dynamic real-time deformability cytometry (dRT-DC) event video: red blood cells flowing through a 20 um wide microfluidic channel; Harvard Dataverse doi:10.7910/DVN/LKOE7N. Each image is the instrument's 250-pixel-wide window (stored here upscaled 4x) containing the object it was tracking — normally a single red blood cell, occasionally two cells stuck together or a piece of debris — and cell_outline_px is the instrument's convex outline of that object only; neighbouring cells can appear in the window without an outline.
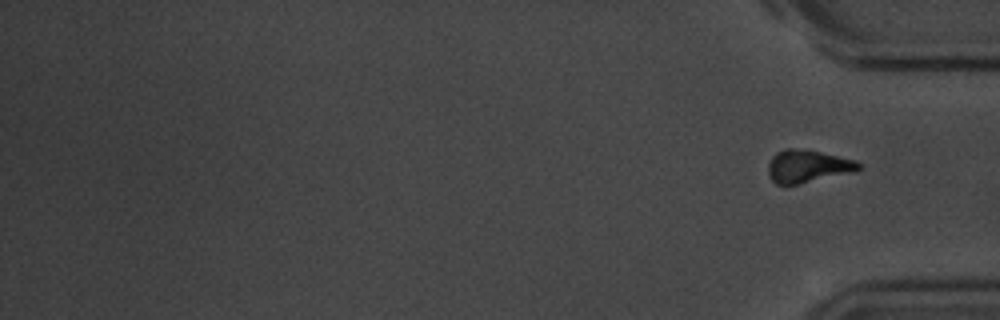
{"species": "common noctule bat (a hibernating species)", "species_latin": "Nyctalus noctula", "temperature_condition": "room temperature", "stored_images_in_passage": 13, "camera_frame_rate_fps": 3000, "um_per_image_px": 0.085, "animal": {"sex": "male", "body_mass_g": 20.1, "forearm_length_mm": 53.5}, "frame": {"image": 1, "passage_image": 13, "time_ms": 15.0, "image_size_px": [1000, 320], "cell_outline_px": [[860, 168], [856, 172], [796, 184], [776, 184], [768, 176], [768, 164], [772, 156], [776, 152], [784, 148], [804, 148], [856, 160], [860, 164]], "centroid_in_image_um": [68.64, 14.11], "position_along_channel_um": 366.6, "area_um2": 17.4}}